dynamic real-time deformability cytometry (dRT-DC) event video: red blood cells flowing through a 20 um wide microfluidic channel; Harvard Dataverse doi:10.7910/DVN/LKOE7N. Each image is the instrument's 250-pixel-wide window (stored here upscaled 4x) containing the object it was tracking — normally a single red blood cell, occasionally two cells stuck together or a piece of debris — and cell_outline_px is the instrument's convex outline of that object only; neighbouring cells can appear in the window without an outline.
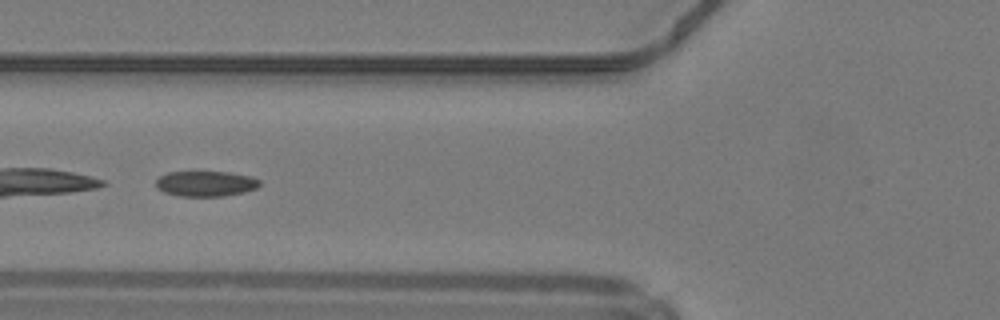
{"species": "common noctule bat (a hibernating species)", "species_latin": "Nyctalus noctula", "temperature_condition": "warm", "stored_images_in_passage": 45, "camera_frame_rate_fps": 3000, "um_per_image_px": 0.085, "animal": {"sex": "male", "body_mass_g": 19.2, "forearm_length_mm": 51.8}, "frame": {"image": 1, "passage_image": 19, "time_ms": 6.0, "image_size_px": [1000, 320], "cell_outline_px": [[260, 184], [256, 188], [244, 192], [224, 196], [180, 196], [164, 192], [156, 188], [156, 180], [160, 176], [168, 172], [232, 172], [252, 176], [260, 180]], "centroid_in_image_um": [17.5, 15.61], "position_along_channel_um": 108.3, "area_um2": 15.43}}
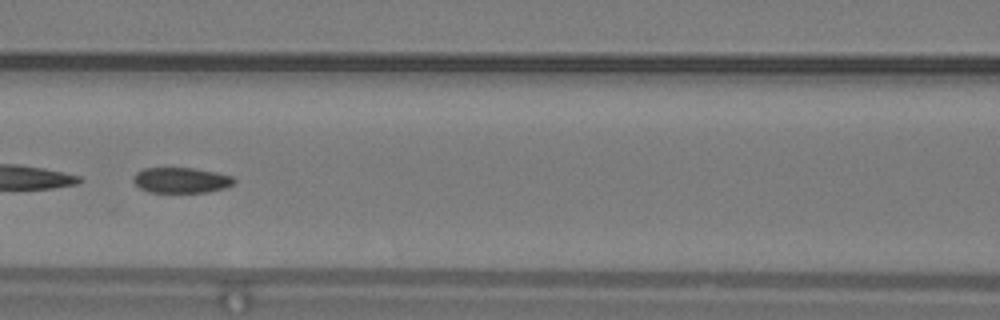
{"frame": {"image": 2, "passage_image": 22, "time_ms": 7.0, "image_size_px": [1000, 320], "cell_outline_px": [[236, 180], [232, 184], [224, 188], [208, 192], [148, 192], [140, 188], [132, 180], [132, 176], [136, 172], [144, 168], [192, 168], [216, 172], [232, 176]], "centroid_in_image_um": [15.37, 15.31], "position_along_channel_um": 151.2, "area_um2": 14.97}, "authors_computed_cell_mechanics": {"area_um2": 16.762, "velocity_mm_per_s": 4.2304, "shape_relaxation_time_tau1_ms": 10.8517, "shape_relaxation_time_tau2_ms": 1.9756, "deformation_change_tau1": 0.1877, "deformation_change_tau2": 0.0739}}